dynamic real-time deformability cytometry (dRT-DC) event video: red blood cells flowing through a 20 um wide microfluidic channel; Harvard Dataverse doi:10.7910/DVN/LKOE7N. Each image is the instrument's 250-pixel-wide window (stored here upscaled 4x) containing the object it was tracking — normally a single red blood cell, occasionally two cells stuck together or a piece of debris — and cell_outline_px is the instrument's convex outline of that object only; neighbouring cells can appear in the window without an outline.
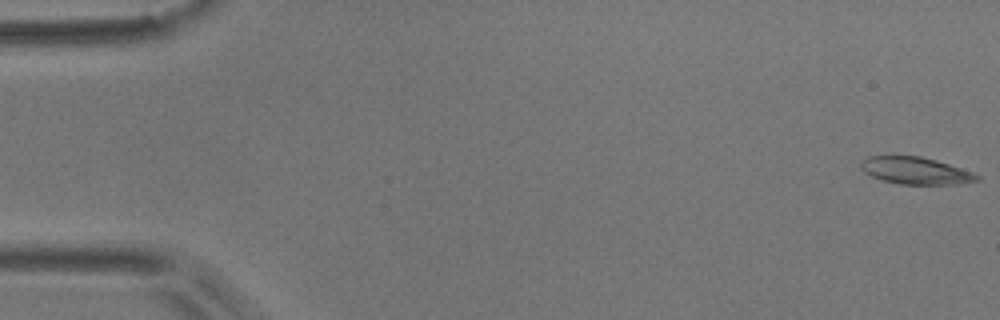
{"species": "common noctule bat (a hibernating species)", "species_latin": "Nyctalus noctula", "temperature_condition": "room temperature", "stored_images_in_passage": 57, "camera_frame_rate_fps": 3000, "um_per_image_px": 0.085, "animal": {"sex": "male", "body_mass_g": 17.9}, "frame": {"image": 1, "passage_image": 1, "time_ms": 0.0, "image_size_px": [1000, 320], "cell_outline_px": [[980, 180], [956, 184], [900, 184], [884, 180], [872, 176], [864, 172], [860, 168], [860, 164], [868, 156], [920, 156], [936, 160], [972, 172], [980, 176]], "centroid_in_image_um": [77.82, 14.5], "position_along_channel_um": 7.2, "area_um2": 18.09}}
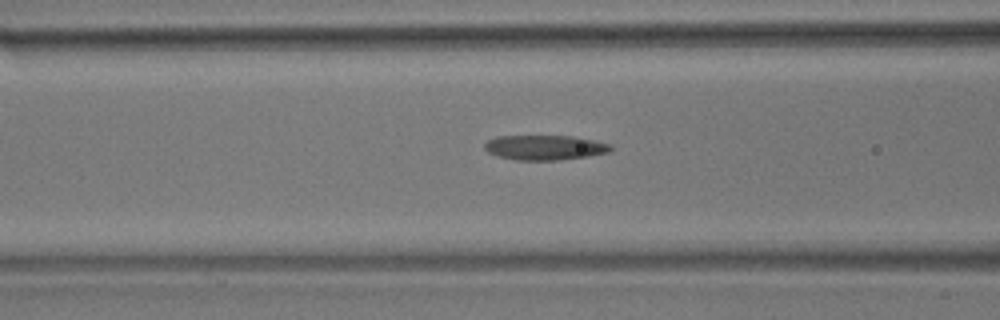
{"frame": {"image": 2, "passage_image": 24, "time_ms": 7.667, "image_size_px": [1000, 320], "cell_outline_px": [[612, 148], [608, 152], [588, 156], [560, 160], [516, 160], [500, 156], [488, 152], [484, 148], [484, 144], [488, 140], [496, 136], [572, 136], [612, 144]], "centroid_in_image_um": [46.3, 12.54], "position_along_channel_um": 120.3, "area_um2": 18.15}}
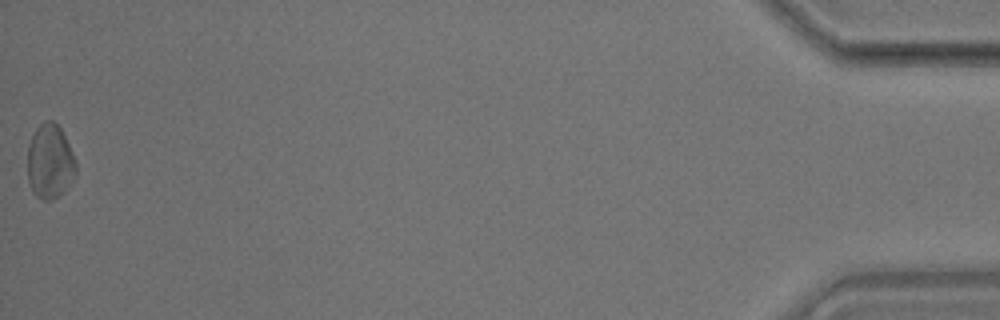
{"frame": {"image": 3, "passage_image": 57, "time_ms": 18.667, "image_size_px": [1000, 320], "cell_outline_px": [[76, 176], [64, 192], [52, 200], [40, 200], [32, 192], [28, 180], [28, 148], [32, 136], [36, 128], [44, 120], [52, 120], [60, 128], [76, 160]], "centroid_in_image_um": [4.25, 13.77], "position_along_channel_um": 431.0, "area_um2": 21.15}, "authors_computed_cell_mechanics": {"area_um2": 18.207, "velocity_mm_per_s": 3.6779, "shape_relaxation_time_tau1_ms": 10.3223, "shape_relaxation_time_tau2_ms": 3.8326, "deformation_change_tau1": 0.194, "deformation_change_tau2": 0.1122}}